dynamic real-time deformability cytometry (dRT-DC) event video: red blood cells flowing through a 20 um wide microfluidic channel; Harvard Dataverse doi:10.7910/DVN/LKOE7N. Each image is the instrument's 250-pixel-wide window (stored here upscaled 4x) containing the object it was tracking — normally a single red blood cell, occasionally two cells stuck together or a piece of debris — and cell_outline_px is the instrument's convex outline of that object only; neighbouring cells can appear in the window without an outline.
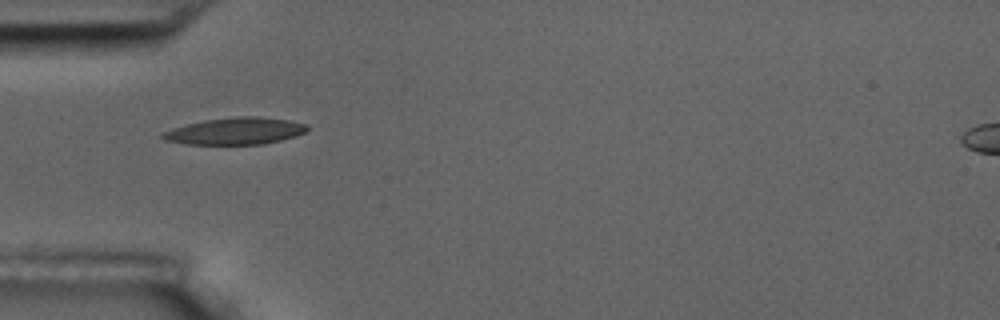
{"species": "common noctule bat (a hibernating species)", "species_latin": "Nyctalus noctula", "temperature_condition": "room temperature", "stored_images_in_passage": 6, "camera_frame_rate_fps": 3000, "um_per_image_px": 0.085, "animal": {"sex": "male", "body_mass_g": 17.5, "forearm_length_mm": 52.3}, "frame": {"image": 1, "passage_image": 5, "time_ms": 5.0, "image_size_px": [1000, 320], "cell_outline_px": [[308, 128], [304, 132], [296, 136], [264, 144], [184, 144], [164, 140], [160, 136], [160, 132], [172, 128], [204, 120], [236, 116], [256, 116], [288, 120], [308, 124]], "centroid_in_image_um": [19.97, 11.14], "position_along_channel_um": 65.0, "area_um2": 22.72}}